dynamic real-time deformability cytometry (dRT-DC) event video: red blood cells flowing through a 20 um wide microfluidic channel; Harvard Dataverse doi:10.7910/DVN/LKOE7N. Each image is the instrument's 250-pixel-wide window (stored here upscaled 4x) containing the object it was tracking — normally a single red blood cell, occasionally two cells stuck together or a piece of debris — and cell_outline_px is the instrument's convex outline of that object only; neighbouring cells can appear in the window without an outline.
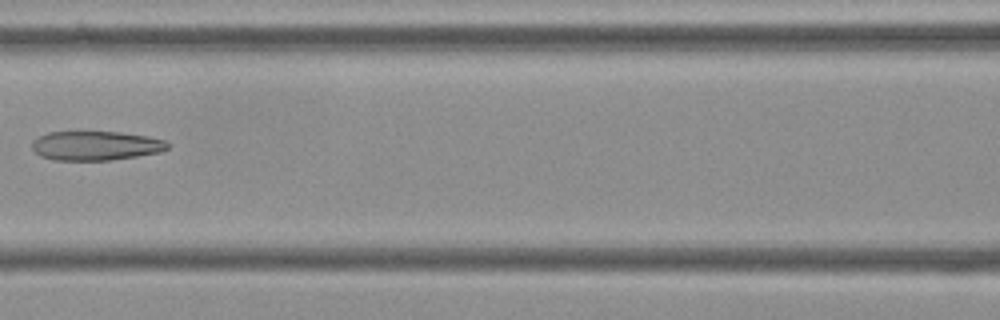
{"species": "Egyptian fruit bat (a non-hibernating species)", "species_latin": "Rousettus aegyptiacus", "temperature_condition": "cold", "stored_images_in_passage": 7, "camera_frame_rate_fps": 3000, "um_per_image_px": 0.085, "frame": {"image": 1, "passage_image": 7, "time_ms": 2.0, "image_size_px": [1000, 320], "cell_outline_px": [[168, 148], [160, 152], [112, 160], [52, 160], [40, 156], [32, 148], [32, 140], [36, 136], [48, 132], [120, 132], [148, 136], [168, 140]], "centroid_in_image_um": [8.12, 12.38], "position_along_channel_um": 158.5, "area_um2": 23.29}}